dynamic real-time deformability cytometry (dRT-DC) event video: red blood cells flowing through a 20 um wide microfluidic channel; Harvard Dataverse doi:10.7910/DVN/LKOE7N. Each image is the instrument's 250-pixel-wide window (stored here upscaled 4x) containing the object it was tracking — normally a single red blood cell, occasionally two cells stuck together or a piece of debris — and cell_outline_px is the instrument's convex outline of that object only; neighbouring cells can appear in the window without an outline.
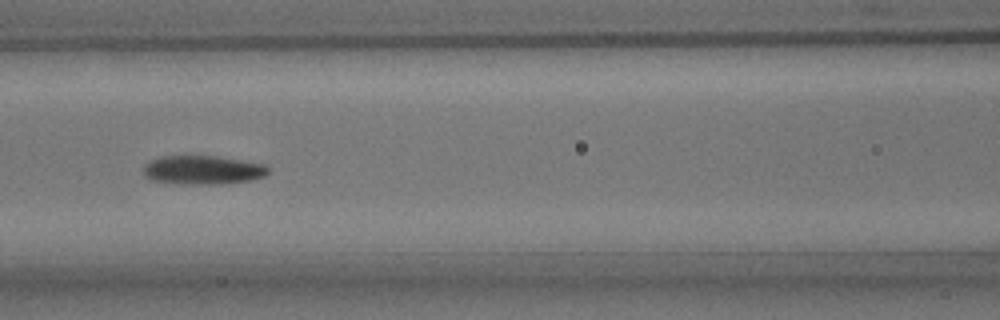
{"species": "common noctule bat (a hibernating species)", "species_latin": "Nyctalus noctula", "temperature_condition": "room temperature", "stored_images_in_passage": 22, "camera_frame_rate_fps": 3000, "um_per_image_px": 0.085, "animal": {"sex": "male", "body_mass_g": 15.6}, "frame": {"image": 1, "passage_image": 13, "time_ms": 4.0, "image_size_px": [1000, 320], "cell_outline_px": [[268, 172], [264, 176], [248, 180], [220, 184], [164, 184], [152, 180], [144, 176], [144, 164], [160, 156], [216, 156], [264, 164], [268, 168]], "centroid_in_image_um": [17.16, 14.46], "position_along_channel_um": 149.4, "area_um2": 21.04}}
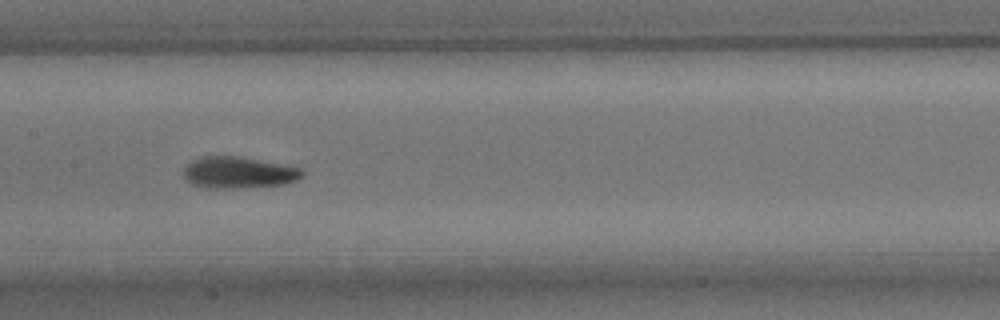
{"frame": {"image": 2, "passage_image": 16, "time_ms": 5.0, "image_size_px": [1000, 320], "cell_outline_px": [[304, 176], [296, 180], [284, 184], [232, 188], [200, 188], [184, 180], [184, 168], [192, 160], [200, 156], [236, 156], [280, 164], [300, 168], [304, 172]], "centroid_in_image_um": [20.21, 14.67], "position_along_channel_um": 187.2, "area_um2": 21.73}}